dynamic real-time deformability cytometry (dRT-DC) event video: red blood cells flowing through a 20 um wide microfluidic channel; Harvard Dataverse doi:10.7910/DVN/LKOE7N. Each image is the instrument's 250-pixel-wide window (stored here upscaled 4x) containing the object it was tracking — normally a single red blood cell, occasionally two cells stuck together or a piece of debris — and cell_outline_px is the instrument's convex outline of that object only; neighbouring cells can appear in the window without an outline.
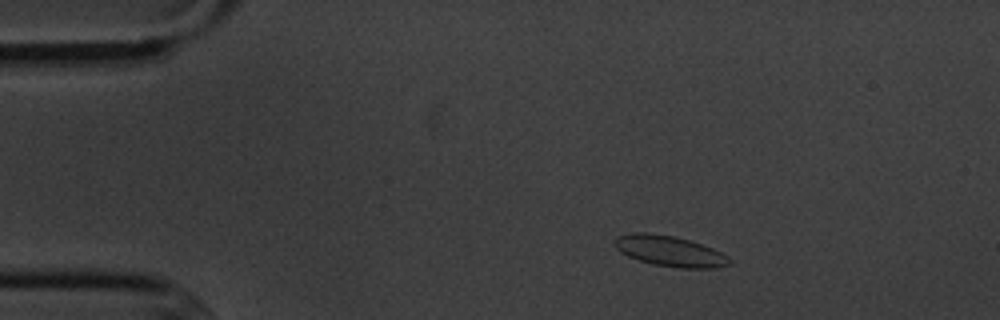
{"species": "common noctule bat (a hibernating species)", "species_latin": "Nyctalus noctula", "temperature_condition": "cold", "stored_images_in_passage": 4, "camera_frame_rate_fps": 3000, "um_per_image_px": 0.085, "animal": {"sex": "male", "body_mass_g": 20.1, "forearm_length_mm": 53.5}, "frame": {"image": 1, "passage_image": 2, "time_ms": 1.0, "image_size_px": [1000, 320], "cell_outline_px": [[732, 264], [716, 268], [680, 268], [652, 264], [628, 256], [620, 252], [612, 244], [616, 236], [632, 232], [648, 232], [672, 236], [688, 240], [712, 248], [728, 256], [732, 260]], "centroid_in_image_um": [56.9, 21.34], "position_along_channel_um": 28.1, "area_um2": 20.58}}
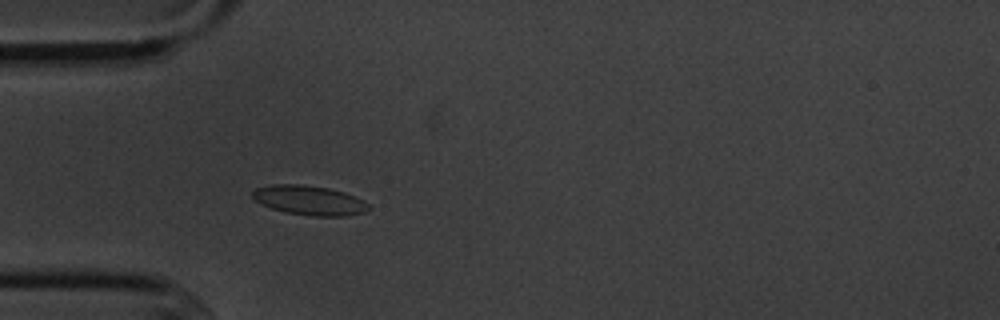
{"frame": {"image": 2, "passage_image": 4, "time_ms": 3.333, "image_size_px": [1000, 320], "cell_outline_px": [[368, 208], [364, 212], [348, 216], [312, 216], [284, 212], [260, 204], [252, 196], [252, 192], [256, 188], [272, 184], [300, 184], [328, 188], [344, 192], [368, 204]], "centroid_in_image_um": [26.24, 17.03], "position_along_channel_um": 58.8, "area_um2": 19.77}}